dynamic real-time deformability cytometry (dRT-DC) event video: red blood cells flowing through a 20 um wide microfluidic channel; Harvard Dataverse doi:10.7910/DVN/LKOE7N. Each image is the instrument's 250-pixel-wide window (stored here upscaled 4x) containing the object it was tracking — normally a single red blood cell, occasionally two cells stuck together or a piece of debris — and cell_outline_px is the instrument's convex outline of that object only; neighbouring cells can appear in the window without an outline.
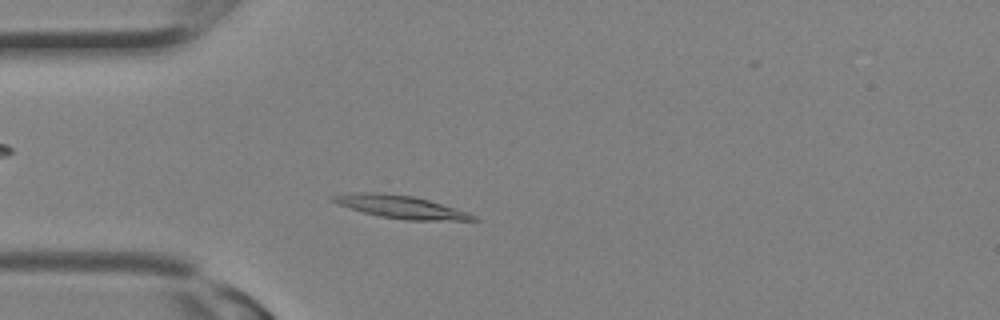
{"species": "Egyptian fruit bat (a non-hibernating species)", "species_latin": "Rousettus aegyptiacus", "temperature_condition": "room temperature", "stored_images_in_passage": 11, "camera_frame_rate_fps": 3000, "um_per_image_px": 0.085, "animal": {"sex": "female"}, "frame": {"image": 1, "passage_image": 5, "time_ms": 1.333, "image_size_px": [1000, 320], "cell_outline_px": [[480, 220], [404, 220], [380, 216], [364, 212], [340, 204], [332, 200], [328, 196], [352, 192], [380, 192], [412, 196], [428, 200], [468, 212], [476, 216]], "centroid_in_image_um": [34.06, 17.57], "position_along_channel_um": 50.9, "area_um2": 18.38}}
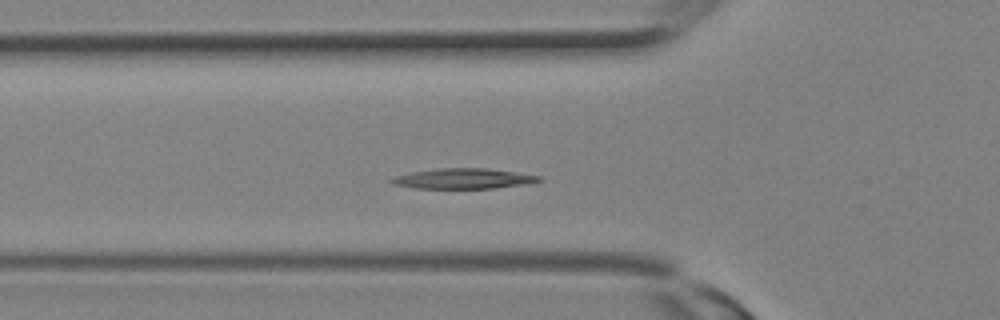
{"frame": {"image": 2, "passage_image": 7, "time_ms": 2.0, "image_size_px": [1000, 320], "cell_outline_px": [[544, 180], [528, 184], [492, 188], [416, 188], [392, 184], [388, 180], [392, 176], [412, 172], [440, 168], [484, 168], [540, 176]], "centroid_in_image_um": [39.34, 15.18], "position_along_channel_um": 86.5, "area_um2": 17.34}}
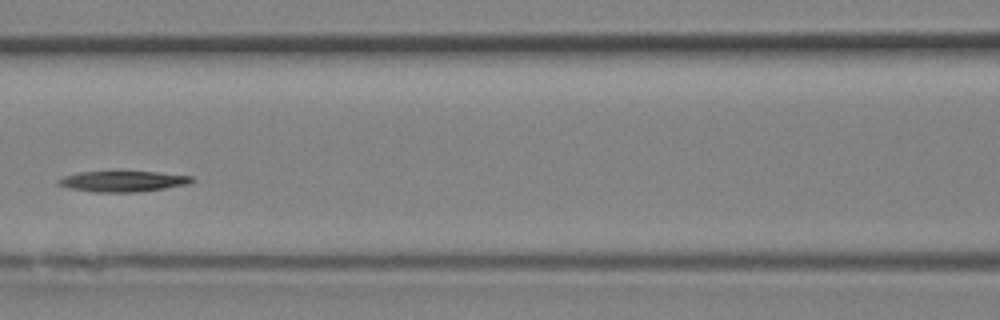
{"frame": {"image": 3, "passage_image": 10, "time_ms": 3.0, "image_size_px": [1000, 320], "cell_outline_px": [[196, 180], [188, 184], [164, 188], [136, 192], [96, 192], [72, 188], [56, 184], [56, 180], [64, 176], [80, 172], [156, 172], [192, 176]], "centroid_in_image_um": [10.46, 15.41], "position_along_channel_um": 156.1, "area_um2": 15.9}}